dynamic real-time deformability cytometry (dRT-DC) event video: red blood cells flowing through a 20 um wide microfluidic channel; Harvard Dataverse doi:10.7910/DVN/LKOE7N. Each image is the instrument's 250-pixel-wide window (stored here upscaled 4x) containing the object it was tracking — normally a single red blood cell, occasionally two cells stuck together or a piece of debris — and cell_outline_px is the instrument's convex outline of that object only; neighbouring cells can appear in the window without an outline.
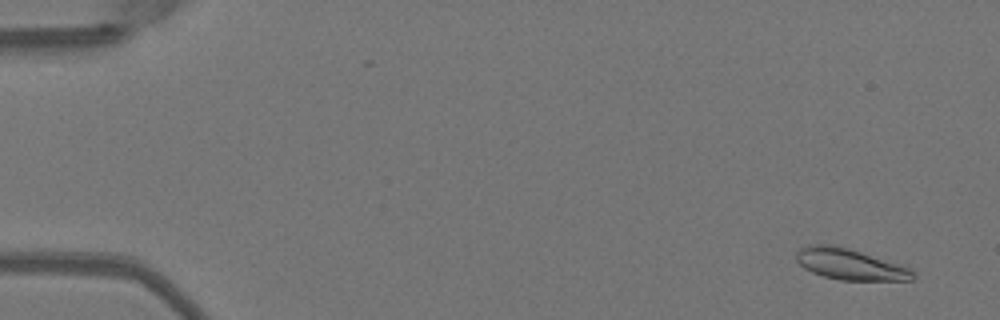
{"species": "Egyptian fruit bat (a non-hibernating species)", "species_latin": "Rousettus aegyptiacus", "temperature_condition": "warm", "stored_images_in_passage": 15, "camera_frame_rate_fps": 3000, "um_per_image_px": 0.085, "animal": {"sex": "female"}, "frame": {"image": 1, "passage_image": 3, "time_ms": 0.667, "image_size_px": [1000, 320], "cell_outline_px": [[916, 280], [840, 280], [824, 276], [812, 272], [804, 268], [796, 260], [796, 252], [800, 248], [812, 244], [832, 244], [848, 248], [904, 264], [912, 268], [916, 276]], "centroid_in_image_um": [72.32, 22.46], "position_along_channel_um": 12.7, "area_um2": 21.44}}